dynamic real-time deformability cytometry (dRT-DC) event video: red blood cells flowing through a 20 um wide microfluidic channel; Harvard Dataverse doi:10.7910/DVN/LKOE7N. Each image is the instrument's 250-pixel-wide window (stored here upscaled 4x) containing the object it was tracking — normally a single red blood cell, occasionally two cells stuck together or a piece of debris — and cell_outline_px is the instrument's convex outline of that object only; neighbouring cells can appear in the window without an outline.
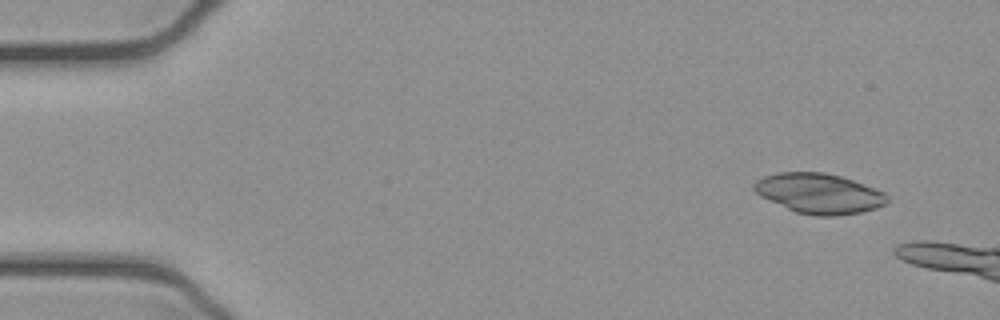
{"species": "common noctule bat (a hibernating species)", "species_latin": "Nyctalus noctula", "temperature_condition": "cold", "stored_images_in_passage": 8, "camera_frame_rate_fps": 3000, "um_per_image_px": 0.085, "animal": {"sex": "female", "body_mass_g": 21.9}, "frame": {"image": 1, "passage_image": 3, "time_ms": 0.667, "image_size_px": [1000, 320], "cell_outline_px": [[888, 200], [884, 204], [876, 208], [860, 212], [836, 216], [816, 216], [796, 212], [760, 196], [752, 188], [752, 184], [756, 180], [764, 176], [776, 172], [824, 172], [840, 176], [852, 180], [884, 192], [888, 196]], "centroid_in_image_um": [69.59, 16.44], "position_along_channel_um": 15.4, "area_um2": 30.98}}